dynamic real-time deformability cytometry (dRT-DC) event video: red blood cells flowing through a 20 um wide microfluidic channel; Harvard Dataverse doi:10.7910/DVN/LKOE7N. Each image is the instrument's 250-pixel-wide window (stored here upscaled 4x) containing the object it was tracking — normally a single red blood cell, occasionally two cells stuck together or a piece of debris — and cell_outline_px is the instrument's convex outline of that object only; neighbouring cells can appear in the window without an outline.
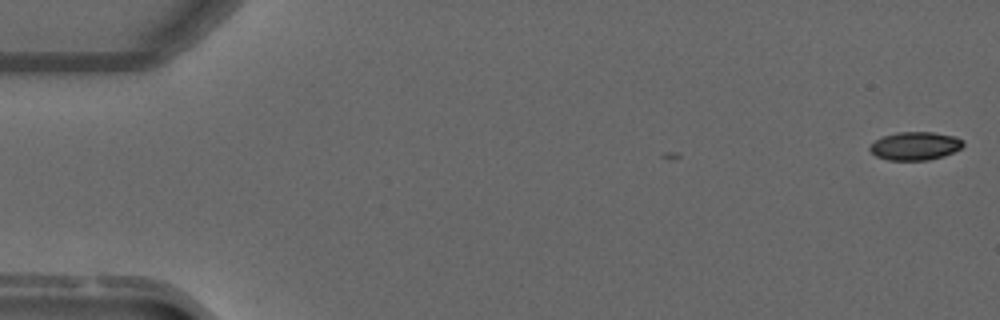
{"species": "common noctule bat (a hibernating species)", "species_latin": "Nyctalus noctula", "temperature_condition": "warm", "stored_images_in_passage": 5, "camera_frame_rate_fps": 3000, "um_per_image_px": 0.085, "animal": {"sex": "male", "forearm_length_mm": 52.5}, "frame": {"image": 1, "passage_image": 1, "time_ms": 0.0, "image_size_px": [1000, 320], "cell_outline_px": [[964, 144], [960, 148], [944, 156], [928, 160], [888, 160], [876, 156], [868, 148], [876, 140], [884, 136], [896, 132], [932, 132], [956, 136], [964, 140]], "centroid_in_image_um": [77.81, 12.4], "position_along_channel_um": 7.2, "area_um2": 15.32}}
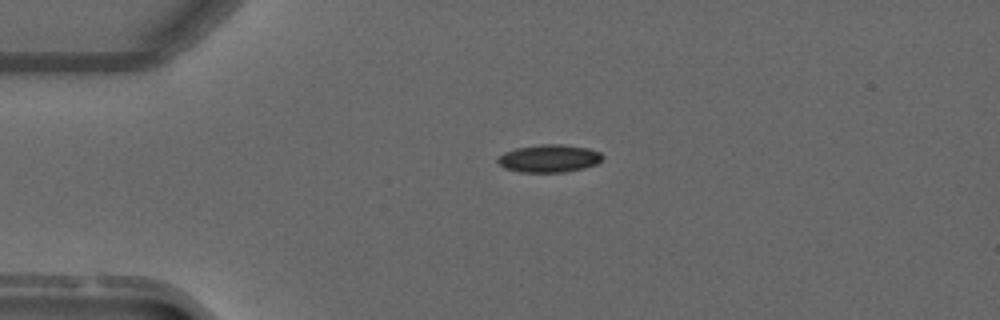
{"frame": {"image": 2, "passage_image": 4, "time_ms": 1.0, "image_size_px": [1000, 320], "cell_outline_px": [[604, 156], [596, 164], [584, 168], [564, 172], [520, 172], [504, 168], [496, 160], [504, 152], [516, 148], [540, 144], [564, 144], [588, 148], [600, 152]], "centroid_in_image_um": [46.68, 13.46], "position_along_channel_um": 38.3, "area_um2": 16.94}}